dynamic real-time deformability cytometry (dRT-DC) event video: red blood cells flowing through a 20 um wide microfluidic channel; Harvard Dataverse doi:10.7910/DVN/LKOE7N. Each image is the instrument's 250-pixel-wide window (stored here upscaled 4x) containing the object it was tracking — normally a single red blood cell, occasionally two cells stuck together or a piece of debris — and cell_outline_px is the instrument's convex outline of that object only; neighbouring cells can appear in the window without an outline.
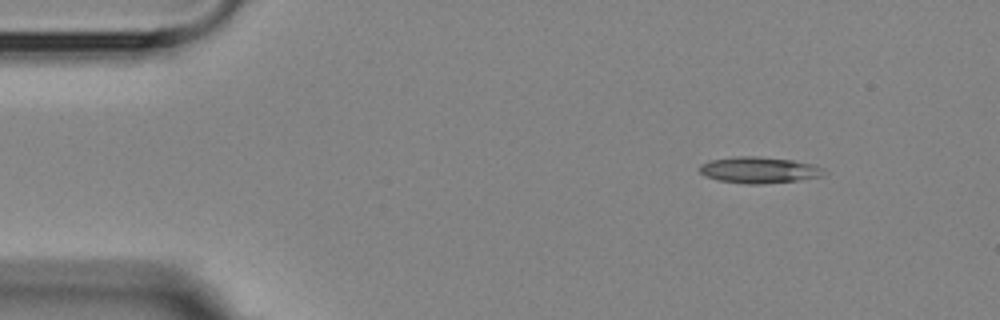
{"species": "Egyptian fruit bat (a non-hibernating species)", "species_latin": "Rousettus aegyptiacus", "temperature_condition": "room temperature", "stored_images_in_passage": 4, "camera_frame_rate_fps": 3000, "um_per_image_px": 0.085, "animal": {"sex": "female"}, "frame": {"image": 1, "passage_image": 1, "time_ms": 0.0, "image_size_px": [1000, 320], "cell_outline_px": [[828, 172], [820, 176], [796, 180], [760, 184], [748, 184], [716, 180], [700, 172], [700, 164], [708, 160], [736, 156], [756, 156], [792, 160], [816, 164], [824, 168]], "centroid_in_image_um": [64.53, 14.44], "position_along_channel_um": 20.5, "area_um2": 19.07}}